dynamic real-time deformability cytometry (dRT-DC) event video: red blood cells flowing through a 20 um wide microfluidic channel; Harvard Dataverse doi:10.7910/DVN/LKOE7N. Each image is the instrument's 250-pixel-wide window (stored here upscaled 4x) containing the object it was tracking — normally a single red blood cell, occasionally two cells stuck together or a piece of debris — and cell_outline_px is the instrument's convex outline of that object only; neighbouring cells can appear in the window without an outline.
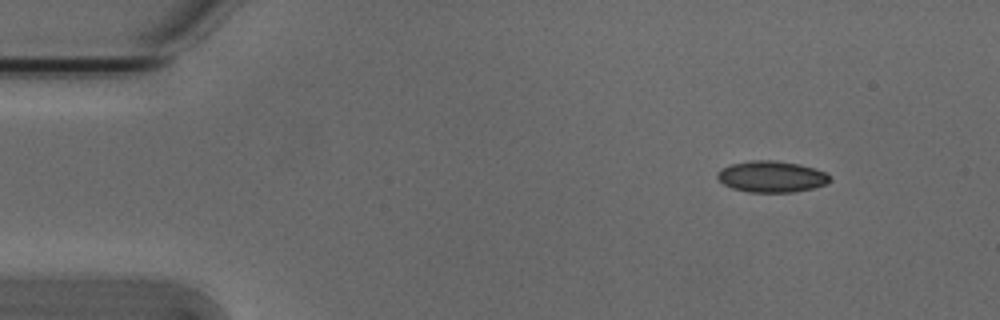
{"species": "Egyptian fruit bat (a non-hibernating species)", "species_latin": "Rousettus aegyptiacus", "temperature_condition": "cold", "stored_images_in_passage": 3, "camera_frame_rate_fps": 3000, "um_per_image_px": 0.085, "animal": {"sex": "male"}, "frame": {"image": 1, "passage_image": 1, "time_ms": 0.0, "image_size_px": [1000, 320], "cell_outline_px": [[832, 176], [824, 184], [812, 188], [792, 192], [748, 192], [732, 188], [724, 184], [716, 176], [716, 172], [720, 168], [732, 164], [752, 160], [772, 160], [796, 164], [812, 168], [824, 172]], "centroid_in_image_um": [65.52, 15.01], "position_along_channel_um": 19.5, "area_um2": 20.23}}